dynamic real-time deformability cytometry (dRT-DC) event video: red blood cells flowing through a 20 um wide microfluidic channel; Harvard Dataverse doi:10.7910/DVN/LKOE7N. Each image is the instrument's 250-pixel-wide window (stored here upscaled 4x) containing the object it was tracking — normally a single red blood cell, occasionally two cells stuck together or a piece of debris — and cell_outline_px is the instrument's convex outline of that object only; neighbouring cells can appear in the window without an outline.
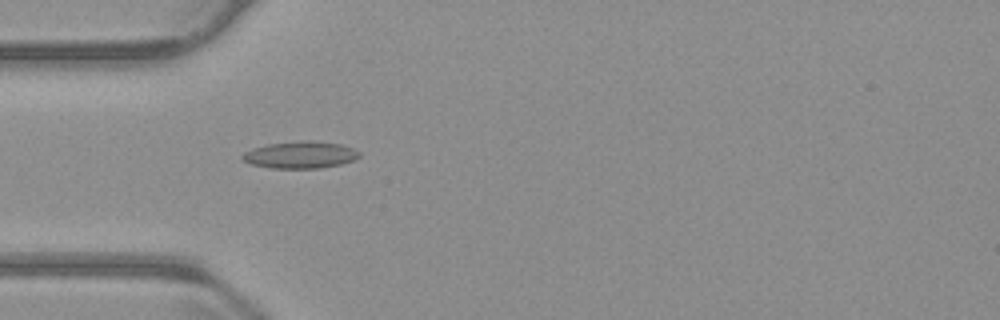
{"species": "common noctule bat (a hibernating species)", "species_latin": "Nyctalus noctula", "temperature_condition": "warm", "stored_images_in_passage": 34, "camera_frame_rate_fps": 3000, "um_per_image_px": 0.085, "animal": {"sex": "male", "body_mass_g": 23.1, "forearm_length_mm": 52.7}, "frame": {"image": 1, "passage_image": 14, "time_ms": 4.333, "image_size_px": [1000, 320], "cell_outline_px": [[360, 156], [352, 160], [340, 164], [320, 168], [268, 168], [252, 164], [244, 160], [240, 156], [244, 152], [252, 148], [268, 144], [300, 140], [308, 140], [340, 144], [352, 148], [360, 152]], "centroid_in_image_um": [25.5, 13.16], "position_along_channel_um": 59.5, "area_um2": 18.32}}
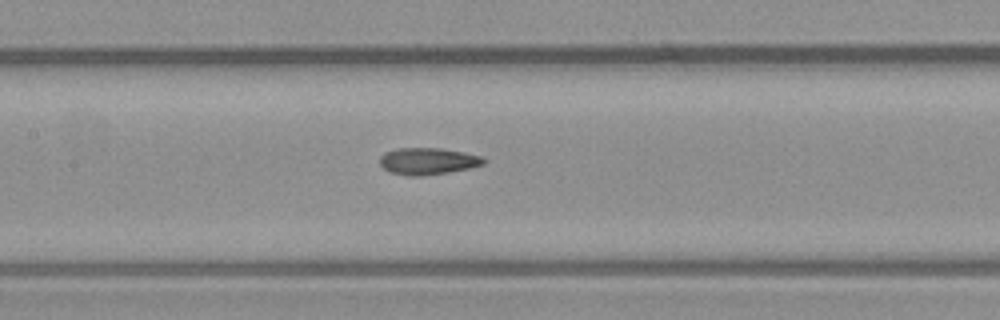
{"frame": {"image": 2, "passage_image": 23, "time_ms": 7.333, "image_size_px": [1000, 320], "cell_outline_px": [[488, 160], [484, 164], [468, 168], [448, 172], [420, 176], [408, 176], [388, 172], [380, 164], [380, 156], [384, 152], [396, 148], [440, 148], [464, 152], [480, 156]], "centroid_in_image_um": [36.34, 13.69], "position_along_channel_um": 171.1, "area_um2": 16.3}}
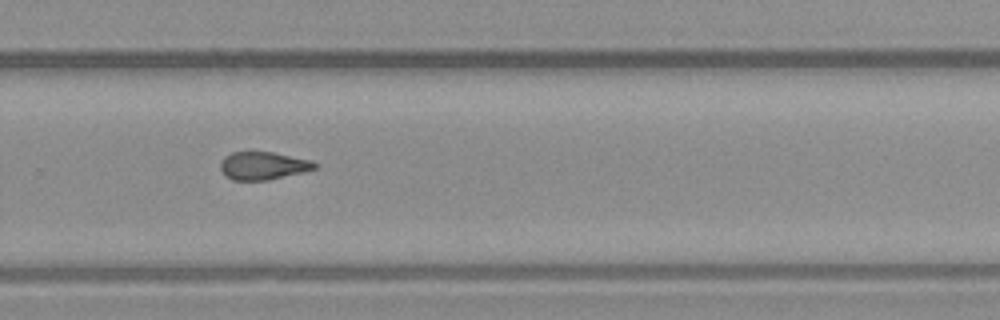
{"frame": {"image": 3, "passage_image": 34, "time_ms": 11.0, "image_size_px": [1000, 320], "cell_outline_px": [[320, 164], [316, 168], [304, 172], [268, 180], [232, 180], [224, 176], [220, 172], [220, 160], [224, 156], [232, 152], [272, 152], [312, 160]], "centroid_in_image_um": [22.35, 14.09], "position_along_channel_um": 307.5, "area_um2": 15.61}}